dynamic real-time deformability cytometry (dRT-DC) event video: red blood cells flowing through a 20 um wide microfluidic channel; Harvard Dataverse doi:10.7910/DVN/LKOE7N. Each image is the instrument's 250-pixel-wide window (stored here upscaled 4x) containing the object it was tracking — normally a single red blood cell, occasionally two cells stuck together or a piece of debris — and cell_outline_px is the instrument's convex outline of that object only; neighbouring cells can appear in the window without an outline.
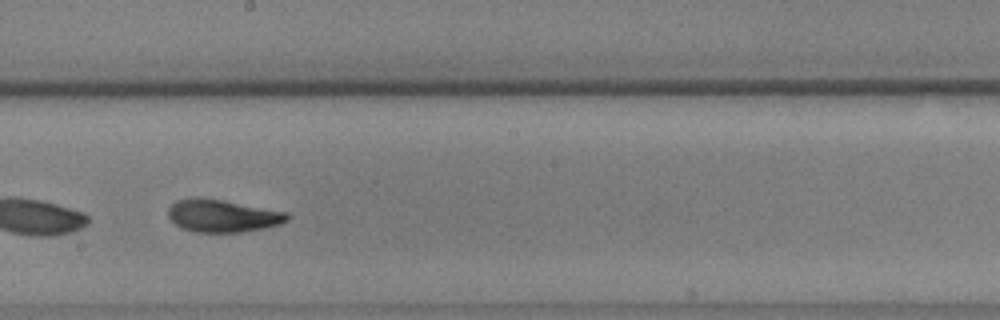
{"species": "common noctule bat (a hibernating species)", "species_latin": "Nyctalus noctula", "temperature_condition": "warm", "stored_images_in_passage": 41, "camera_frame_rate_fps": 3000, "um_per_image_px": 0.085, "animal": {"sex": "male", "body_mass_g": 17.9, "forearm_length_mm": 54.2}, "frame": {"image": 1, "passage_image": 18, "time_ms": 5.667, "image_size_px": [1000, 320], "cell_outline_px": [[292, 216], [288, 220], [280, 224], [264, 228], [240, 232], [192, 232], [180, 228], [168, 216], [168, 208], [176, 200], [224, 200], [288, 212]], "centroid_in_image_um": [18.98, 18.38], "position_along_channel_um": 229.2, "area_um2": 22.2}, "authors_computed_cell_mechanics": {"area_um2": 21.8484, "velocity_mm_per_s": 3.6166, "shape_relaxation_time_tau1_ms": 4.8953, "shape_relaxation_time_tau2_ms": 2.0164, "deformation_change_tau1": 0.1617, "deformation_change_tau2": 0.0804}}